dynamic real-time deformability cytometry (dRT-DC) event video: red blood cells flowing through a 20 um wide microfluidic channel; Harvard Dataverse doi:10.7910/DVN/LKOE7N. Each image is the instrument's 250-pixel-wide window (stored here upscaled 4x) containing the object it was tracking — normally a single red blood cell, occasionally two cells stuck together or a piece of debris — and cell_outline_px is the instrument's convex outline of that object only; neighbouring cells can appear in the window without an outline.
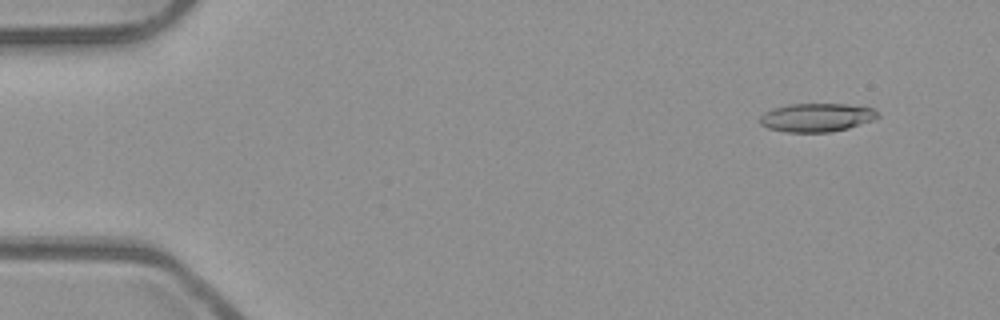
{"species": "common noctule bat (a hibernating species)", "species_latin": "Nyctalus noctula", "temperature_condition": "room temperature", "stored_images_in_passage": 14, "camera_frame_rate_fps": 3000, "um_per_image_px": 0.085, "animal": {"sex": "male", "body_mass_g": 23.1, "forearm_length_mm": 52.7}, "frame": {"image": 1, "passage_image": 5, "time_ms": 1.333, "image_size_px": [1000, 320], "cell_outline_px": [[880, 116], [876, 120], [848, 128], [832, 132], [788, 132], [768, 128], [760, 124], [760, 116], [764, 112], [772, 108], [788, 104], [848, 104], [872, 108], [880, 112]], "centroid_in_image_um": [69.45, 9.98], "position_along_channel_um": 15.5, "area_um2": 19.83}}